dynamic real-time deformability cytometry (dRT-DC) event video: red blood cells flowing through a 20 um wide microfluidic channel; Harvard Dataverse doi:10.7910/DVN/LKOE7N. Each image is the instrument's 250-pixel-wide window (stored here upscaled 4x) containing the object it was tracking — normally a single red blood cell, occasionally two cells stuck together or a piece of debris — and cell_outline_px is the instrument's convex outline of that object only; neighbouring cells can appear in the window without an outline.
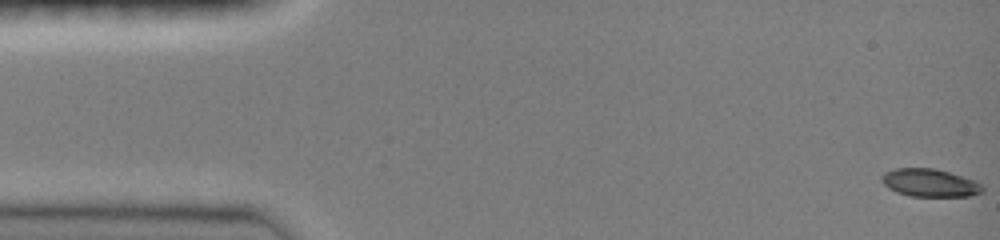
{"species": "common noctule bat (a hibernating species)", "species_latin": "Nyctalus noctula", "temperature_condition": "room temperature", "stored_images_in_passage": 48, "camera_frame_rate_fps": 3000, "um_per_image_px": 0.085, "animal": {"sex": "female", "body_mass_g": 19.0, "forearm_length_mm": 51.5}, "frame": {"image": 1, "passage_image": 1, "time_ms": 0.0, "image_size_px": [1000, 240], "cell_outline_px": [[984, 192], [968, 196], [912, 196], [896, 192], [888, 188], [880, 180], [880, 176], [884, 172], [896, 168], [932, 168], [948, 172], [972, 180], [980, 184], [984, 188]], "centroid_in_image_um": [78.98, 15.54], "position_along_channel_um": 6.0, "area_um2": 16.24}}
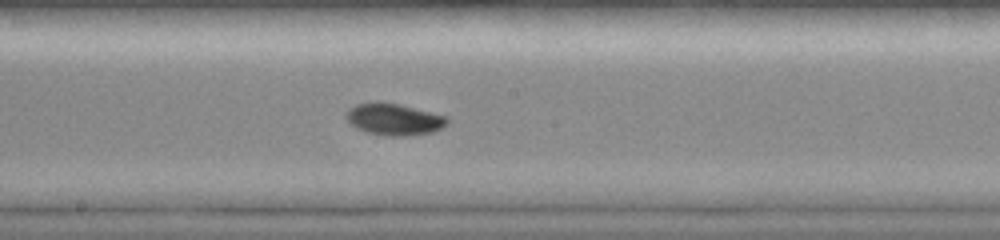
{"frame": {"image": 2, "passage_image": 26, "time_ms": 8.333, "image_size_px": [1000, 240], "cell_outline_px": [[448, 124], [432, 132], [408, 136], [388, 136], [368, 132], [356, 128], [344, 116], [348, 108], [356, 104], [376, 100], [380, 100], [400, 104], [448, 116]], "centroid_in_image_um": [33.48, 10.11], "position_along_channel_um": 214.7, "area_um2": 19.02}}
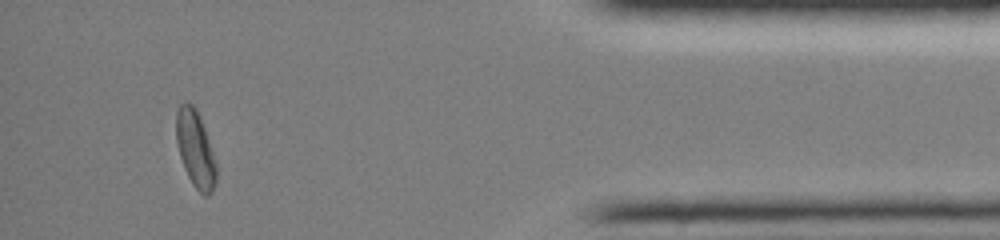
{"frame": {"image": 3, "passage_image": 44, "time_ms": 14.333, "image_size_px": [1000, 240], "cell_outline_px": [[216, 184], [212, 192], [208, 196], [204, 196], [192, 184], [184, 168], [180, 156], [176, 140], [176, 112], [180, 104], [192, 104], [196, 108], [204, 128], [216, 160]], "centroid_in_image_um": [16.62, 12.71], "position_along_channel_um": 418.6, "area_um2": 17.8}, "authors_computed_cell_mechanics": {"area_um2": 17.6001, "velocity_mm_per_s": 4.0542, "shape_relaxation_time_tau1_ms": 4.4369, "shape_relaxation_time_tau2_ms": 7.6125, "deformation_change_tau1": 0.1515, "deformation_change_tau2": 0.0816}}